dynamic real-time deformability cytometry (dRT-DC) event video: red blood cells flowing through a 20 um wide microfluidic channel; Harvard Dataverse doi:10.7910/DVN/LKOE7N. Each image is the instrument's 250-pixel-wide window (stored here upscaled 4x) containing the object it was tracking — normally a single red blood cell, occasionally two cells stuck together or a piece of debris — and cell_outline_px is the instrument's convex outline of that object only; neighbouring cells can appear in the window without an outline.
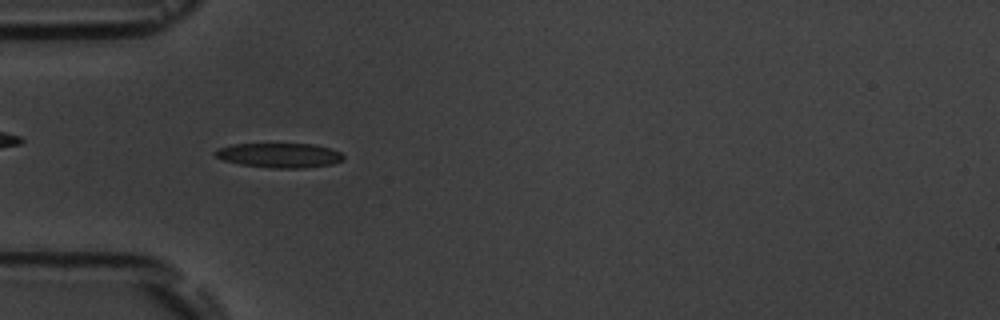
{"species": "common noctule bat (a hibernating species)", "species_latin": "Nyctalus noctula", "temperature_condition": "room temperature", "stored_images_in_passage": 5, "camera_frame_rate_fps": 3000, "um_per_image_px": 0.085, "animal": {"sex": "male", "body_mass_g": 19.5, "forearm_length_mm": 54.6}, "frame": {"image": 1, "passage_image": 4, "time_ms": 4.333, "image_size_px": [1000, 320], "cell_outline_px": [[344, 160], [332, 164], [304, 168], [272, 168], [240, 164], [224, 160], [216, 156], [212, 152], [216, 148], [232, 144], [316, 144], [332, 148], [340, 152], [344, 156]], "centroid_in_image_um": [23.76, 13.19], "position_along_channel_um": 61.2, "area_um2": 18.55}}
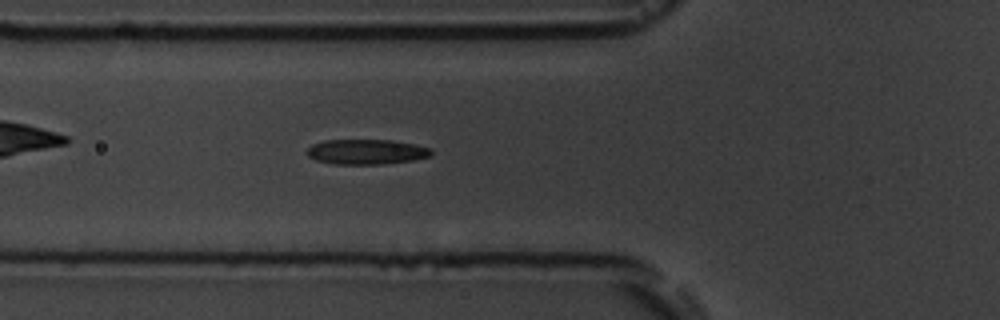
{"frame": {"image": 2, "passage_image": 5, "time_ms": 5.333, "image_size_px": [1000, 320], "cell_outline_px": [[432, 156], [412, 160], [380, 164], [332, 164], [316, 160], [308, 156], [304, 152], [312, 144], [324, 140], [392, 140], [412, 144], [428, 148], [432, 152]], "centroid_in_image_um": [31.08, 12.9], "position_along_channel_um": 94.7, "area_um2": 18.09}}